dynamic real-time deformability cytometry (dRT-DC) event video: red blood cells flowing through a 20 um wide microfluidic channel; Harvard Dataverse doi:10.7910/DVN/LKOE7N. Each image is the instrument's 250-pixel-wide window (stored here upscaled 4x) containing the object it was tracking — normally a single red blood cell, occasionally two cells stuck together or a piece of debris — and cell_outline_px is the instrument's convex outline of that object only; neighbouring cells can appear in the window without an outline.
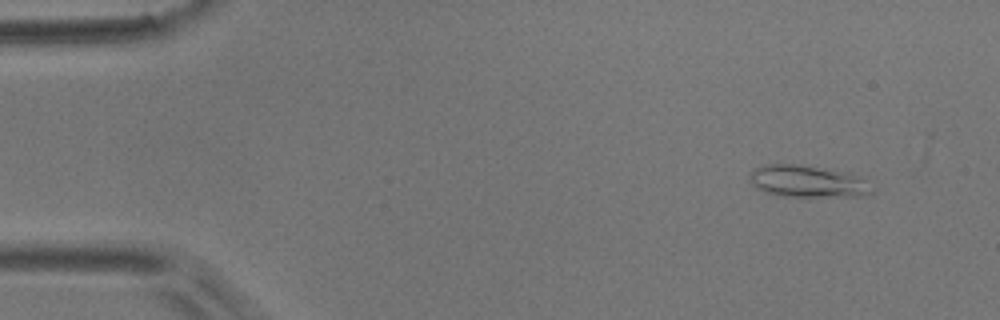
{"species": "common noctule bat (a hibernating species)", "species_latin": "Nyctalus noctula", "temperature_condition": "room temperature", "stored_images_in_passage": 5, "camera_frame_rate_fps": 3000, "um_per_image_px": 0.085, "animal": {"sex": "male", "body_mass_g": 17.9}, "frame": {"image": 1, "passage_image": 2, "time_ms": 1.333, "image_size_px": [1000, 320], "cell_outline_px": [[876, 188], [872, 192], [860, 196], [784, 196], [768, 192], [756, 188], [748, 172], [764, 164], [796, 164], [848, 172]], "centroid_in_image_um": [68.64, 15.41], "position_along_channel_um": 16.4, "area_um2": 22.37}}